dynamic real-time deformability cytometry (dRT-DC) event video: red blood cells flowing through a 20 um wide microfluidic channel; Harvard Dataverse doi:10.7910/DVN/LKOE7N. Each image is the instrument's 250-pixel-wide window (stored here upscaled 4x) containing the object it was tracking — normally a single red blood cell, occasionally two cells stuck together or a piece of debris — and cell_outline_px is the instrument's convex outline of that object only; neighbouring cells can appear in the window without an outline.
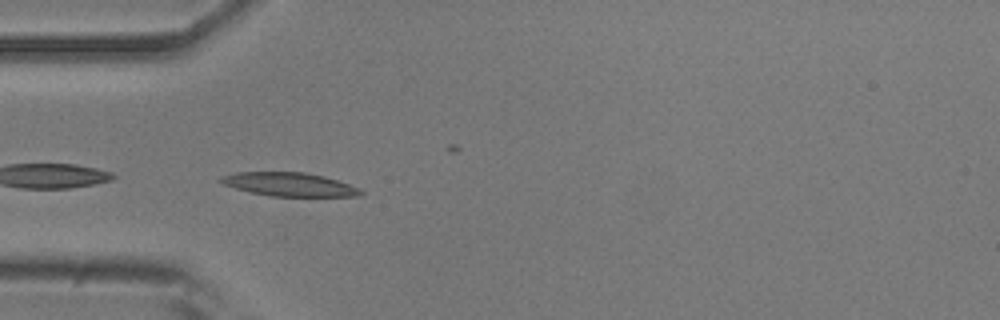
{"species": "common noctule bat (a hibernating species)", "species_latin": "Nyctalus noctula", "temperature_condition": "room temperature", "stored_images_in_passage": 38, "camera_frame_rate_fps": 3000, "um_per_image_px": 0.085, "animal": {"sex": "male", "body_mass_g": 20.5, "forearm_length_mm": 52.5}, "frame": {"image": 1, "passage_image": 1, "time_ms": 0.0, "image_size_px": [1000, 320], "cell_outline_px": [[364, 192], [360, 196], [268, 196], [236, 188], [224, 184], [220, 180], [220, 176], [236, 172], [304, 172], [324, 176], [360, 188]], "centroid_in_image_um": [24.61, 15.67], "position_along_channel_um": 60.4, "area_um2": 19.07}}
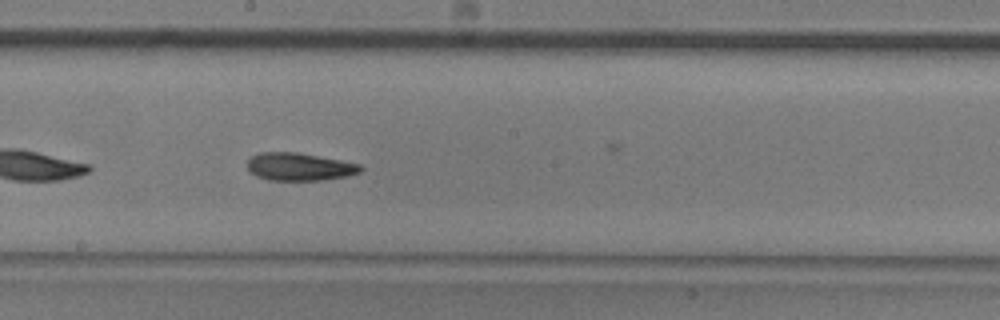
{"frame": {"image": 2, "passage_image": 14, "time_ms": 4.333, "image_size_px": [1000, 320], "cell_outline_px": [[364, 168], [360, 172], [348, 176], [320, 180], [268, 180], [256, 176], [248, 168], [248, 160], [252, 156], [260, 152], [296, 152], [340, 160], [360, 164]], "centroid_in_image_um": [25.46, 14.17], "position_along_channel_um": 222.7, "area_um2": 18.21}}
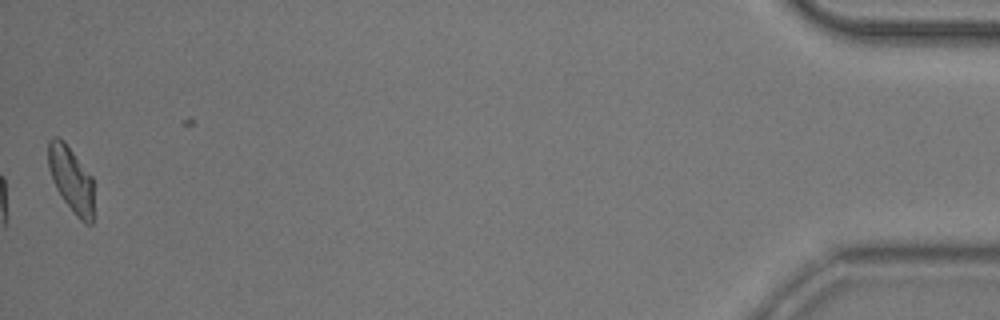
{"frame": {"image": 3, "passage_image": 38, "time_ms": 12.333, "image_size_px": [1000, 320], "cell_outline_px": [[92, 224], [84, 224], [76, 216], [64, 200], [56, 188], [52, 180], [48, 168], [48, 140], [52, 136], [56, 136], [64, 140], [92, 176]], "centroid_in_image_um": [6.02, 15.2], "position_along_channel_um": 429.2, "area_um2": 17.4}, "authors_computed_cell_mechanics": {"area_um2": 18.207, "velocity_mm_per_s": 3.7757, "shape_relaxation_time_tau1_ms": 5.4177, "shape_relaxation_time_tau2_ms": null, "deformation_change_tau1": 0.1585, "deformation_change_tau2": null}}